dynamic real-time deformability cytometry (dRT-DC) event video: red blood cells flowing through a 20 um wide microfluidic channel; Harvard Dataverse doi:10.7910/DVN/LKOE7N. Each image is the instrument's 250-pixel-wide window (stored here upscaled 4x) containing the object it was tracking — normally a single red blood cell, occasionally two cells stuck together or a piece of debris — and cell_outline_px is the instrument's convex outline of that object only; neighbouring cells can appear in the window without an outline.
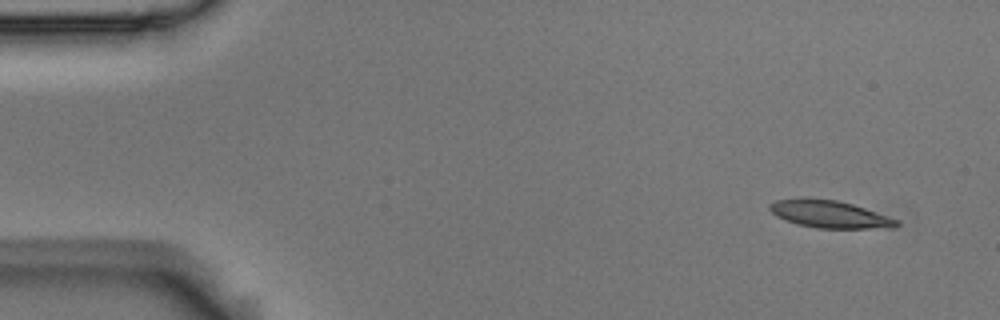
{"species": "Egyptian fruit bat (a non-hibernating species)", "species_latin": "Rousettus aegyptiacus", "temperature_condition": "room temperature", "stored_images_in_passage": 52, "camera_frame_rate_fps": 3000, "um_per_image_px": 0.085, "animal": {"sex": "male"}, "frame": {"image": 1, "passage_image": 1, "time_ms": 0.0, "image_size_px": [1000, 320], "cell_outline_px": [[900, 224], [896, 228], [816, 228], [796, 224], [784, 220], [776, 216], [768, 208], [768, 204], [776, 200], [836, 200], [852, 204], [900, 220]], "centroid_in_image_um": [70.57, 18.25], "position_along_channel_um": 14.4, "area_um2": 19.83}}
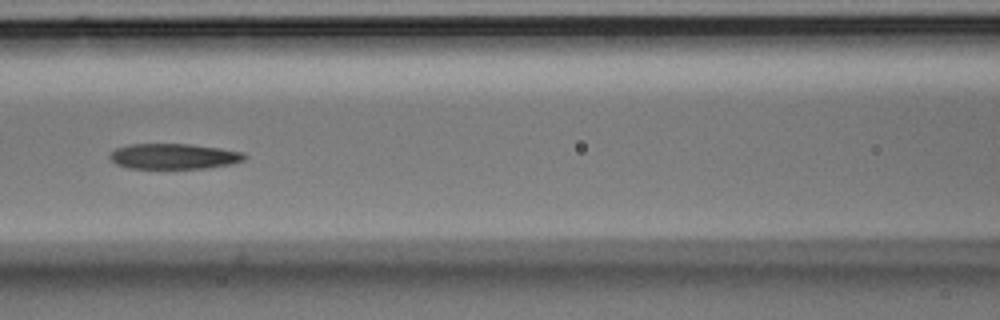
{"frame": {"image": 2, "passage_image": 21, "time_ms": 6.667, "image_size_px": [1000, 320], "cell_outline_px": [[248, 156], [244, 160], [228, 164], [204, 168], [128, 168], [116, 164], [108, 156], [116, 148], [128, 144], [188, 144], [220, 148], [244, 152]], "centroid_in_image_um": [14.77, 13.28], "position_along_channel_um": 151.8, "area_um2": 19.88}}
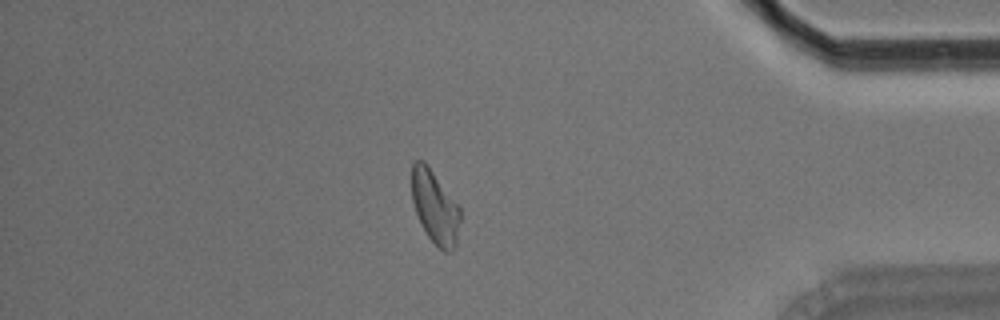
{"frame": {"image": 3, "passage_image": 44, "time_ms": 14.333, "image_size_px": [1000, 320], "cell_outline_px": [[460, 220], [456, 248], [452, 252], [444, 252], [428, 236], [416, 212], [412, 200], [412, 164], [416, 160], [424, 160], [460, 208]], "centroid_in_image_um": [36.98, 17.62], "position_along_channel_um": 398.2, "area_um2": 20.35}, "authors_computed_cell_mechanics": {"area_um2": 21.0681, "velocity_mm_per_s": 3.6669, "shape_relaxation_time_tau1_ms": 11.0541, "shape_relaxation_time_tau2_ms": 7.0296, "deformation_change_tau1": 0.2563, "deformation_change_tau2": 0.1509}}